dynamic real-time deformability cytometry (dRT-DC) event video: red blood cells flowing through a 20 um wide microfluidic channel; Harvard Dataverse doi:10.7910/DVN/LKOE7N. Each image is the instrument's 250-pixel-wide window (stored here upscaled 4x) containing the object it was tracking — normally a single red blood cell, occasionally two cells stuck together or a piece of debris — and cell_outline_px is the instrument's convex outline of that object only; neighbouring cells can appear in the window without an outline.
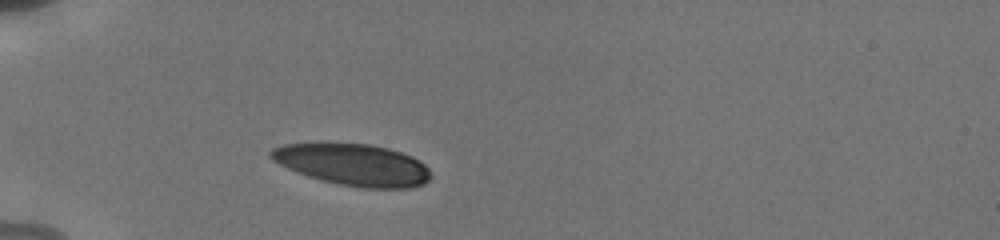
{"species": "human", "species_latin": "Homo sapiens", "temperature_condition": "cold", "stored_images_in_passage": 10, "camera_frame_rate_fps": 3000, "um_per_image_px": 0.085, "donor": {"sex": "male"}, "frame": {"image": 1, "passage_image": 1, "time_ms": 0.0, "image_size_px": [1000, 240], "cell_outline_px": [[432, 176], [424, 184], [412, 188], [360, 188], [340, 184], [308, 176], [296, 172], [272, 160], [268, 156], [268, 152], [272, 148], [284, 144], [372, 144], [388, 148], [412, 156], [424, 164], [428, 168]], "centroid_in_image_um": [30.03, 14.01], "position_along_channel_um": 55.0, "area_um2": 38.67}}
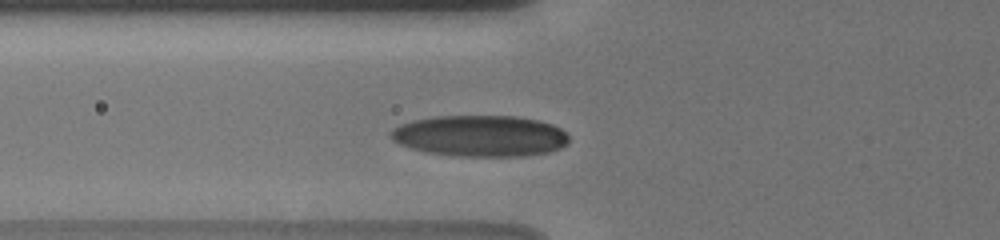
{"frame": {"image": 2, "passage_image": 7, "time_ms": 1.333, "image_size_px": [1000, 240], "cell_outline_px": [[568, 144], [560, 148], [548, 152], [520, 156], [460, 156], [428, 152], [412, 148], [400, 144], [392, 140], [388, 136], [388, 132], [392, 128], [400, 124], [412, 120], [436, 116], [516, 116], [540, 120], [552, 124], [560, 128], [568, 136]], "centroid_in_image_um": [40.79, 11.54], "position_along_channel_um": 85.0, "area_um2": 42.95}}